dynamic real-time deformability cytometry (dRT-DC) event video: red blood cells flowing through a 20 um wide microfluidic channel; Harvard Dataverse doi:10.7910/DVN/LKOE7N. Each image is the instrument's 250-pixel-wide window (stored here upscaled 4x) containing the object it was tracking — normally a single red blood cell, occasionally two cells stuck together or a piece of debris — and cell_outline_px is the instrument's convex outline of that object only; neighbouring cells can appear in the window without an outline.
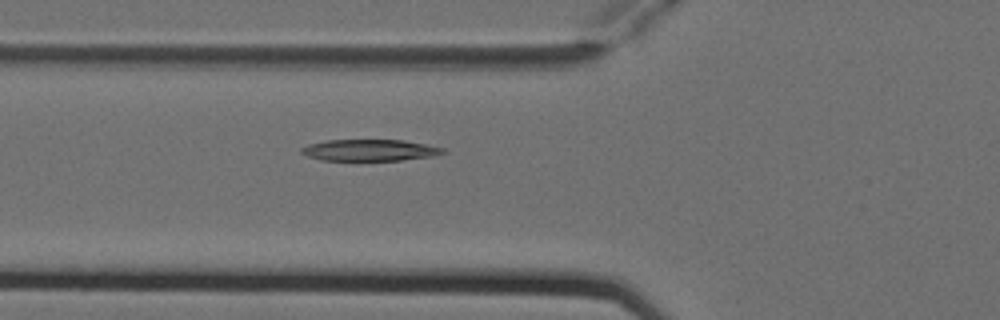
{"species": "Egyptian fruit bat (a non-hibernating species)", "species_latin": "Rousettus aegyptiacus", "temperature_condition": "cold", "stored_images_in_passage": 5, "camera_frame_rate_fps": 3000, "um_per_image_px": 0.085, "animal": {"sex": "female"}, "frame": {"image": 1, "passage_image": 5, "time_ms": 1.333, "image_size_px": [1000, 320], "cell_outline_px": [[444, 152], [432, 156], [400, 160], [320, 160], [308, 156], [300, 152], [300, 148], [308, 144], [328, 140], [404, 140], [444, 148]], "centroid_in_image_um": [31.37, 12.76], "position_along_channel_um": 94.4, "area_um2": 17.51}}